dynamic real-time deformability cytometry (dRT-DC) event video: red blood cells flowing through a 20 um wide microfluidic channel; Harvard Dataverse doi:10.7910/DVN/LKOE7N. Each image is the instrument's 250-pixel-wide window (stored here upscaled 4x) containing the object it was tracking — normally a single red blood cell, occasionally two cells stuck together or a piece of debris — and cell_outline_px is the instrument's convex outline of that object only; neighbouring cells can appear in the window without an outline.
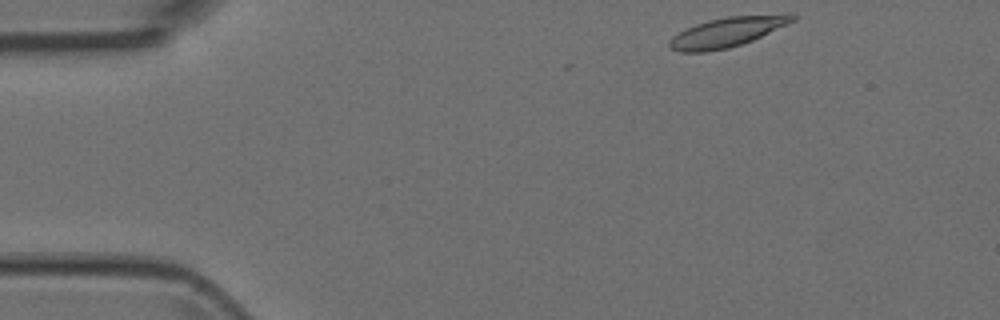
{"species": "Egyptian fruit bat (a non-hibernating species)", "species_latin": "Rousettus aegyptiacus", "temperature_condition": "room temperature", "stored_images_in_passage": 3, "camera_frame_rate_fps": 3000, "um_per_image_px": 0.085, "animal": {"sex": "female"}, "frame": {"image": 1, "passage_image": 1, "time_ms": 0.0, "image_size_px": [1000, 320], "cell_outline_px": [[796, 20], [788, 24], [752, 40], [728, 48], [704, 52], [680, 52], [672, 48], [668, 44], [668, 40], [672, 36], [696, 24], [708, 20], [728, 16], [788, 12], [792, 12], [796, 16]], "centroid_in_image_um": [61.89, 2.69], "position_along_channel_um": 23.1, "area_um2": 21.5}}